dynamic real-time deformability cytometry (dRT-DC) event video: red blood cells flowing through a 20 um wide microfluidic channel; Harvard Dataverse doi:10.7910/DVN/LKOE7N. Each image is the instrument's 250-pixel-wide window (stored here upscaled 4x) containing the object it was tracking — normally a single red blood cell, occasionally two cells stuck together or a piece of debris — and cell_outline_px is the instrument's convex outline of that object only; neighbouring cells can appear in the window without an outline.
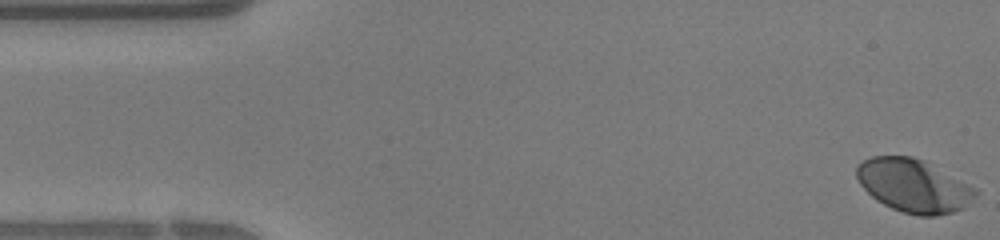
{"species": "human", "species_latin": "Homo sapiens", "temperature_condition": "warm", "stored_images_in_passage": 39, "camera_frame_rate_fps": 3000, "um_per_image_px": 0.085, "donor": {"sex": "female"}, "frame": {"image": 1, "passage_image": 1, "time_ms": 0.0, "image_size_px": [1000, 240], "cell_outline_px": [[980, 192], [964, 208], [952, 212], [936, 216], [920, 216], [904, 212], [892, 208], [876, 200], [860, 184], [856, 176], [856, 168], [864, 160], [872, 156], [912, 156], [924, 160], [976, 188]], "centroid_in_image_um": [77.67, 15.78], "position_along_channel_um": 7.3, "area_um2": 36.7}}
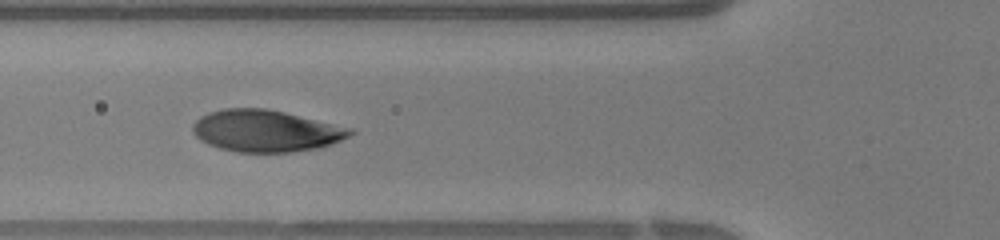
{"frame": {"image": 2, "passage_image": 14, "time_ms": 4.333, "image_size_px": [1000, 240], "cell_outline_px": [[356, 132], [332, 144], [316, 148], [292, 152], [236, 152], [220, 148], [208, 144], [200, 140], [192, 132], [192, 124], [200, 116], [208, 112], [224, 108], [264, 108], [284, 112], [356, 128]], "centroid_in_image_um": [22.61, 11.12], "position_along_channel_um": 103.2, "area_um2": 38.61}}
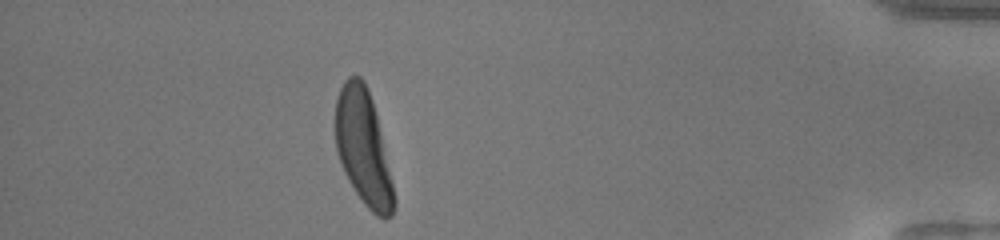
{"frame": {"image": 3, "passage_image": 35, "time_ms": 11.333, "image_size_px": [1000, 240], "cell_outline_px": [[396, 208], [392, 216], [384, 220], [376, 216], [364, 204], [348, 180], [340, 164], [336, 152], [336, 100], [340, 88], [344, 80], [348, 76], [360, 76], [364, 80], [372, 100], [376, 112], [396, 200]], "centroid_in_image_um": [30.88, 12.58], "position_along_channel_um": 404.3, "area_um2": 39.19}}